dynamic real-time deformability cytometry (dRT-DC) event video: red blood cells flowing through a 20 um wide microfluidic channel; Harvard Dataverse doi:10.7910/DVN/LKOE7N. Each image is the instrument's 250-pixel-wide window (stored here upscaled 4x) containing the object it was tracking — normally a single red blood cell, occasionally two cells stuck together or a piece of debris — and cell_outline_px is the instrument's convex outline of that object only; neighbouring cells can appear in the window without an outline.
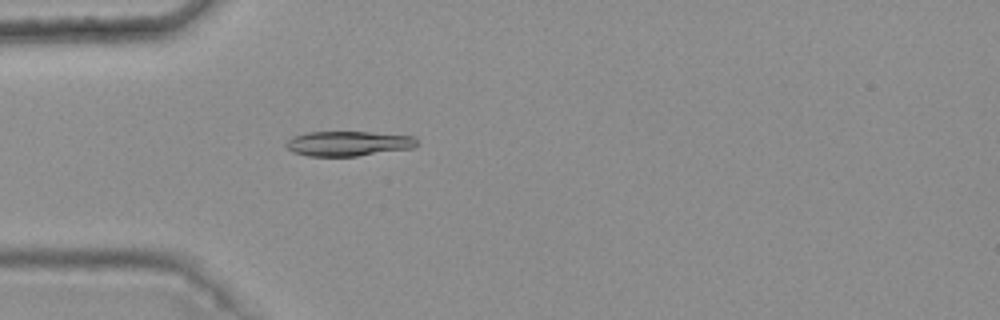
{"species": "common noctule bat (a hibernating species)", "species_latin": "Nyctalus noctula", "temperature_condition": "warm", "stored_images_in_passage": 4, "camera_frame_rate_fps": 3000, "um_per_image_px": 0.085, "animal": {"sex": "female", "body_mass_g": 25.1}, "frame": {"image": 1, "passage_image": 4, "time_ms": 1.0, "image_size_px": [1000, 320], "cell_outline_px": [[420, 144], [412, 148], [356, 156], [308, 156], [292, 152], [284, 144], [292, 136], [308, 132], [368, 132], [416, 136]], "centroid_in_image_um": [29.62, 12.2], "position_along_channel_um": 55.4, "area_um2": 19.07}}